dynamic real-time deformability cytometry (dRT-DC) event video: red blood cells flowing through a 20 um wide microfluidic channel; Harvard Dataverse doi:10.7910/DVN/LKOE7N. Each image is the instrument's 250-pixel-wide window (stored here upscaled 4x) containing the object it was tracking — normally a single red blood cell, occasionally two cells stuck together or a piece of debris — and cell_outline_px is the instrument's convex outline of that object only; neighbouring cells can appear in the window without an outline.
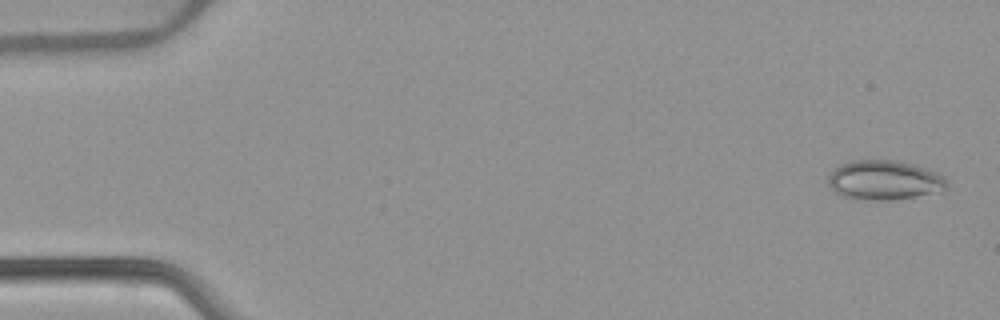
{"species": "common noctule bat (a hibernating species)", "species_latin": "Nyctalus noctula", "temperature_condition": "warm", "stored_images_in_passage": 28, "camera_frame_rate_fps": 3000, "um_per_image_px": 0.085, "animal": {"sex": "female", "body_mass_g": 22.7, "forearm_length_mm": 54.2}, "frame": {"image": 1, "passage_image": 2, "time_ms": 0.333, "image_size_px": [1000, 320], "cell_outline_px": [[948, 188], [916, 196], [888, 200], [856, 200], [844, 196], [836, 192], [828, 184], [828, 176], [840, 164], [852, 160], [896, 160], [912, 164], [936, 172], [944, 176], [948, 184]], "centroid_in_image_um": [75.14, 15.31], "position_along_channel_um": 9.9, "area_um2": 27.17}}
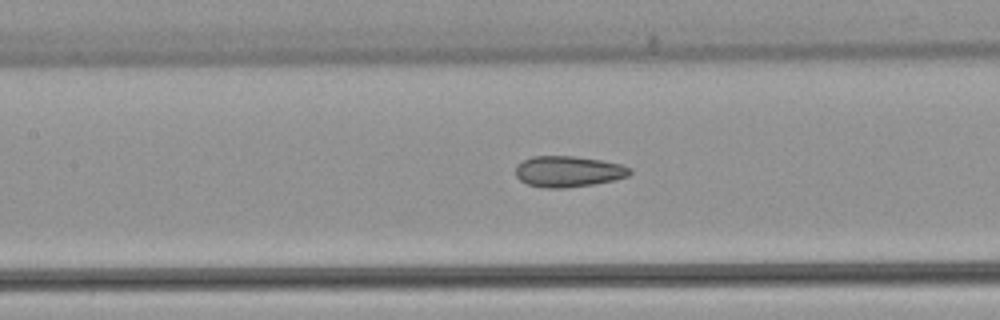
{"frame": {"image": 2, "passage_image": 24, "time_ms": 7.667, "image_size_px": [1000, 320], "cell_outline_px": [[632, 172], [628, 176], [612, 180], [592, 184], [564, 188], [548, 188], [528, 184], [520, 180], [516, 176], [516, 164], [532, 156], [572, 156], [600, 160], [620, 164], [632, 168]], "centroid_in_image_um": [48.29, 14.57], "position_along_channel_um": 159.1, "area_um2": 20.46}}
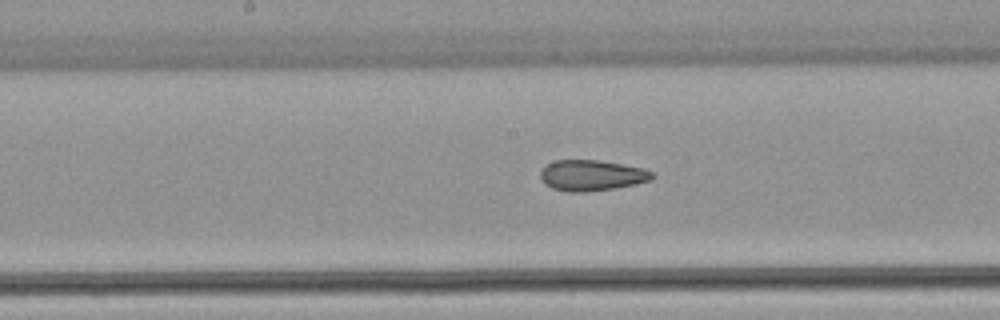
{"frame": {"image": 3, "passage_image": 27, "time_ms": 8.667, "image_size_px": [1000, 320], "cell_outline_px": [[656, 176], [652, 180], [636, 184], [616, 188], [584, 192], [568, 192], [552, 188], [544, 184], [540, 180], [540, 172], [548, 164], [556, 160], [596, 160], [644, 168], [652, 172]], "centroid_in_image_um": [50.3, 14.92], "position_along_channel_um": 197.9, "area_um2": 20.11}}